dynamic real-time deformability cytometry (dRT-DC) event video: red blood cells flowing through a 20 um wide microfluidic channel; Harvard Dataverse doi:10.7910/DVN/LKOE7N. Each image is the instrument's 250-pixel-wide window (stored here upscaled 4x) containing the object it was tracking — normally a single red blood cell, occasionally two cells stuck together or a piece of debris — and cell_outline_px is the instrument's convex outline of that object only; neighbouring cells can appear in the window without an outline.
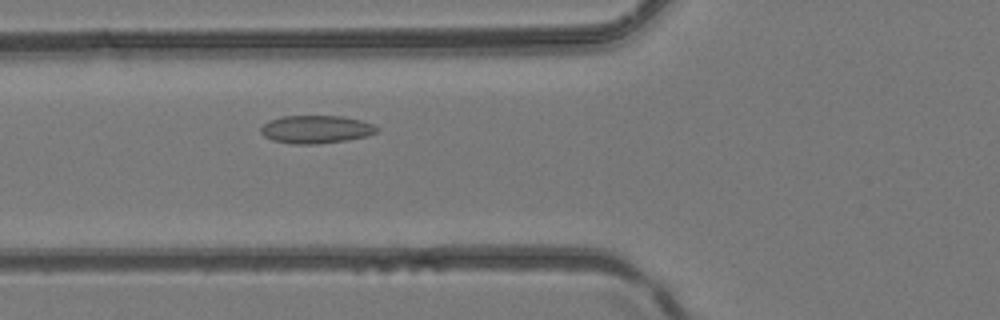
{"species": "common noctule bat (a hibernating species)", "species_latin": "Nyctalus noctula", "temperature_condition": "room temperature", "stored_images_in_passage": 4, "camera_frame_rate_fps": 3000, "um_per_image_px": 0.085, "animal": {"sex": "female", "body_mass_g": 24.6, "forearm_length_mm": 56.2}, "frame": {"image": 1, "passage_image": 4, "time_ms": 1.0, "image_size_px": [1000, 320], "cell_outline_px": [[380, 128], [376, 132], [364, 136], [344, 140], [316, 144], [292, 144], [272, 140], [264, 136], [260, 132], [260, 128], [268, 120], [284, 116], [340, 116], [360, 120], [372, 124]], "centroid_in_image_um": [26.81, 10.99], "position_along_channel_um": 99.0, "area_um2": 18.73}}